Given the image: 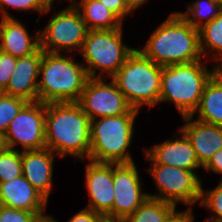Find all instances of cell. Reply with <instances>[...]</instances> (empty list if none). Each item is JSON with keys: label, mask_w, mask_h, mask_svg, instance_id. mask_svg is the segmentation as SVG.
<instances>
[{"label": "cell", "mask_w": 222, "mask_h": 222, "mask_svg": "<svg viewBox=\"0 0 222 222\" xmlns=\"http://www.w3.org/2000/svg\"><path fill=\"white\" fill-rule=\"evenodd\" d=\"M91 120L77 102L46 103L45 146L59 159L88 160Z\"/></svg>", "instance_id": "6da1fadb"}, {"label": "cell", "mask_w": 222, "mask_h": 222, "mask_svg": "<svg viewBox=\"0 0 222 222\" xmlns=\"http://www.w3.org/2000/svg\"><path fill=\"white\" fill-rule=\"evenodd\" d=\"M70 1L80 12L88 30H112L124 25V22L98 0Z\"/></svg>", "instance_id": "44dd1931"}, {"label": "cell", "mask_w": 222, "mask_h": 222, "mask_svg": "<svg viewBox=\"0 0 222 222\" xmlns=\"http://www.w3.org/2000/svg\"><path fill=\"white\" fill-rule=\"evenodd\" d=\"M199 39L203 58L222 68V12L199 28Z\"/></svg>", "instance_id": "7402d4cb"}, {"label": "cell", "mask_w": 222, "mask_h": 222, "mask_svg": "<svg viewBox=\"0 0 222 222\" xmlns=\"http://www.w3.org/2000/svg\"><path fill=\"white\" fill-rule=\"evenodd\" d=\"M22 175V152L5 148L0 152V183Z\"/></svg>", "instance_id": "4316f807"}, {"label": "cell", "mask_w": 222, "mask_h": 222, "mask_svg": "<svg viewBox=\"0 0 222 222\" xmlns=\"http://www.w3.org/2000/svg\"><path fill=\"white\" fill-rule=\"evenodd\" d=\"M192 117L207 124L222 126V68L205 85Z\"/></svg>", "instance_id": "ffe728a7"}, {"label": "cell", "mask_w": 222, "mask_h": 222, "mask_svg": "<svg viewBox=\"0 0 222 222\" xmlns=\"http://www.w3.org/2000/svg\"><path fill=\"white\" fill-rule=\"evenodd\" d=\"M188 4L185 12H177L196 29L211 22L222 12V2L219 0H195Z\"/></svg>", "instance_id": "603a6c76"}, {"label": "cell", "mask_w": 222, "mask_h": 222, "mask_svg": "<svg viewBox=\"0 0 222 222\" xmlns=\"http://www.w3.org/2000/svg\"><path fill=\"white\" fill-rule=\"evenodd\" d=\"M203 170L207 172L217 173L222 175V149L217 151L213 157L208 161V163L203 167ZM220 181H222V177H220Z\"/></svg>", "instance_id": "836d02e7"}, {"label": "cell", "mask_w": 222, "mask_h": 222, "mask_svg": "<svg viewBox=\"0 0 222 222\" xmlns=\"http://www.w3.org/2000/svg\"><path fill=\"white\" fill-rule=\"evenodd\" d=\"M85 186L89 195L86 208L101 215L113 217L114 186L113 163L87 160Z\"/></svg>", "instance_id": "4fadbf2b"}, {"label": "cell", "mask_w": 222, "mask_h": 222, "mask_svg": "<svg viewBox=\"0 0 222 222\" xmlns=\"http://www.w3.org/2000/svg\"><path fill=\"white\" fill-rule=\"evenodd\" d=\"M150 0H126L128 6L135 12L138 8L144 6Z\"/></svg>", "instance_id": "e575fe53"}, {"label": "cell", "mask_w": 222, "mask_h": 222, "mask_svg": "<svg viewBox=\"0 0 222 222\" xmlns=\"http://www.w3.org/2000/svg\"><path fill=\"white\" fill-rule=\"evenodd\" d=\"M43 50L39 48L35 53L17 58V65L13 71L3 94L18 97L27 102L38 101V78Z\"/></svg>", "instance_id": "9a60e30c"}, {"label": "cell", "mask_w": 222, "mask_h": 222, "mask_svg": "<svg viewBox=\"0 0 222 222\" xmlns=\"http://www.w3.org/2000/svg\"><path fill=\"white\" fill-rule=\"evenodd\" d=\"M177 207L169 202L148 197L125 222H165Z\"/></svg>", "instance_id": "cb8c5ba5"}, {"label": "cell", "mask_w": 222, "mask_h": 222, "mask_svg": "<svg viewBox=\"0 0 222 222\" xmlns=\"http://www.w3.org/2000/svg\"><path fill=\"white\" fill-rule=\"evenodd\" d=\"M123 37V27L88 30L79 52L88 77L109 79L121 68L136 49L126 45Z\"/></svg>", "instance_id": "52a82bcc"}, {"label": "cell", "mask_w": 222, "mask_h": 222, "mask_svg": "<svg viewBox=\"0 0 222 222\" xmlns=\"http://www.w3.org/2000/svg\"><path fill=\"white\" fill-rule=\"evenodd\" d=\"M98 222H125L123 219L109 217V216H102Z\"/></svg>", "instance_id": "8d00e7d4"}, {"label": "cell", "mask_w": 222, "mask_h": 222, "mask_svg": "<svg viewBox=\"0 0 222 222\" xmlns=\"http://www.w3.org/2000/svg\"><path fill=\"white\" fill-rule=\"evenodd\" d=\"M55 3L48 0H0V16L1 18H14L7 8L20 12H38L40 16L48 14L53 9Z\"/></svg>", "instance_id": "d4e9b609"}, {"label": "cell", "mask_w": 222, "mask_h": 222, "mask_svg": "<svg viewBox=\"0 0 222 222\" xmlns=\"http://www.w3.org/2000/svg\"><path fill=\"white\" fill-rule=\"evenodd\" d=\"M138 50L161 67L204 59L199 29L191 26L176 10L151 32L146 44Z\"/></svg>", "instance_id": "7a4b0ae2"}, {"label": "cell", "mask_w": 222, "mask_h": 222, "mask_svg": "<svg viewBox=\"0 0 222 222\" xmlns=\"http://www.w3.org/2000/svg\"><path fill=\"white\" fill-rule=\"evenodd\" d=\"M182 119L183 124L178 129L188 138L199 163L204 167L222 149V126L207 124L192 116Z\"/></svg>", "instance_id": "2e32d148"}, {"label": "cell", "mask_w": 222, "mask_h": 222, "mask_svg": "<svg viewBox=\"0 0 222 222\" xmlns=\"http://www.w3.org/2000/svg\"><path fill=\"white\" fill-rule=\"evenodd\" d=\"M6 148L5 142H4V135L0 133V152L3 151Z\"/></svg>", "instance_id": "74e56055"}, {"label": "cell", "mask_w": 222, "mask_h": 222, "mask_svg": "<svg viewBox=\"0 0 222 222\" xmlns=\"http://www.w3.org/2000/svg\"><path fill=\"white\" fill-rule=\"evenodd\" d=\"M106 80L108 81V78L89 77L77 102L90 120L126 113H140L128 103L111 78L109 82Z\"/></svg>", "instance_id": "30bf717a"}, {"label": "cell", "mask_w": 222, "mask_h": 222, "mask_svg": "<svg viewBox=\"0 0 222 222\" xmlns=\"http://www.w3.org/2000/svg\"><path fill=\"white\" fill-rule=\"evenodd\" d=\"M162 67L136 48L111 77L128 103L139 111L159 104Z\"/></svg>", "instance_id": "8992f818"}, {"label": "cell", "mask_w": 222, "mask_h": 222, "mask_svg": "<svg viewBox=\"0 0 222 222\" xmlns=\"http://www.w3.org/2000/svg\"><path fill=\"white\" fill-rule=\"evenodd\" d=\"M46 103L28 102L11 121L4 134L5 146L19 151L40 150L45 146ZM16 147V148H15Z\"/></svg>", "instance_id": "8fae6325"}, {"label": "cell", "mask_w": 222, "mask_h": 222, "mask_svg": "<svg viewBox=\"0 0 222 222\" xmlns=\"http://www.w3.org/2000/svg\"><path fill=\"white\" fill-rule=\"evenodd\" d=\"M198 205L209 210L210 215L204 222H222V181L210 190H205L201 184V199Z\"/></svg>", "instance_id": "484cf974"}, {"label": "cell", "mask_w": 222, "mask_h": 222, "mask_svg": "<svg viewBox=\"0 0 222 222\" xmlns=\"http://www.w3.org/2000/svg\"><path fill=\"white\" fill-rule=\"evenodd\" d=\"M40 214L0 205V222H35Z\"/></svg>", "instance_id": "f1b7e54d"}, {"label": "cell", "mask_w": 222, "mask_h": 222, "mask_svg": "<svg viewBox=\"0 0 222 222\" xmlns=\"http://www.w3.org/2000/svg\"><path fill=\"white\" fill-rule=\"evenodd\" d=\"M0 205L36 213H47L48 201L22 175L0 183Z\"/></svg>", "instance_id": "d6986e66"}, {"label": "cell", "mask_w": 222, "mask_h": 222, "mask_svg": "<svg viewBox=\"0 0 222 222\" xmlns=\"http://www.w3.org/2000/svg\"><path fill=\"white\" fill-rule=\"evenodd\" d=\"M28 102L24 99L2 94L0 96V133L5 134L11 121Z\"/></svg>", "instance_id": "83f0119b"}, {"label": "cell", "mask_w": 222, "mask_h": 222, "mask_svg": "<svg viewBox=\"0 0 222 222\" xmlns=\"http://www.w3.org/2000/svg\"><path fill=\"white\" fill-rule=\"evenodd\" d=\"M135 162L113 164V217L125 220L149 197L143 191L142 180Z\"/></svg>", "instance_id": "7c38bea8"}, {"label": "cell", "mask_w": 222, "mask_h": 222, "mask_svg": "<svg viewBox=\"0 0 222 222\" xmlns=\"http://www.w3.org/2000/svg\"><path fill=\"white\" fill-rule=\"evenodd\" d=\"M150 165L146 172L152 177L158 191L154 194L148 192L150 198L172 203L176 207L180 203L193 208L200 203L203 181L198 172L158 163Z\"/></svg>", "instance_id": "ba28073f"}, {"label": "cell", "mask_w": 222, "mask_h": 222, "mask_svg": "<svg viewBox=\"0 0 222 222\" xmlns=\"http://www.w3.org/2000/svg\"><path fill=\"white\" fill-rule=\"evenodd\" d=\"M57 157L48 148L22 151L23 176L47 201L52 191L54 159Z\"/></svg>", "instance_id": "e0dca14e"}, {"label": "cell", "mask_w": 222, "mask_h": 222, "mask_svg": "<svg viewBox=\"0 0 222 222\" xmlns=\"http://www.w3.org/2000/svg\"><path fill=\"white\" fill-rule=\"evenodd\" d=\"M17 65V57L0 51V89L3 91Z\"/></svg>", "instance_id": "f546056e"}, {"label": "cell", "mask_w": 222, "mask_h": 222, "mask_svg": "<svg viewBox=\"0 0 222 222\" xmlns=\"http://www.w3.org/2000/svg\"><path fill=\"white\" fill-rule=\"evenodd\" d=\"M31 35L20 19L1 18L0 47L1 51L14 57H25L40 48V27Z\"/></svg>", "instance_id": "ac0fdd59"}, {"label": "cell", "mask_w": 222, "mask_h": 222, "mask_svg": "<svg viewBox=\"0 0 222 222\" xmlns=\"http://www.w3.org/2000/svg\"><path fill=\"white\" fill-rule=\"evenodd\" d=\"M139 113H126L91 120L88 160L101 163L135 162L130 153L134 141L135 119Z\"/></svg>", "instance_id": "5b68a950"}, {"label": "cell", "mask_w": 222, "mask_h": 222, "mask_svg": "<svg viewBox=\"0 0 222 222\" xmlns=\"http://www.w3.org/2000/svg\"><path fill=\"white\" fill-rule=\"evenodd\" d=\"M194 208H185L184 210H174L165 222H195Z\"/></svg>", "instance_id": "d6a6232c"}, {"label": "cell", "mask_w": 222, "mask_h": 222, "mask_svg": "<svg viewBox=\"0 0 222 222\" xmlns=\"http://www.w3.org/2000/svg\"><path fill=\"white\" fill-rule=\"evenodd\" d=\"M177 133L170 137L172 139L168 138L164 142L154 144L149 148L143 147V155L146 161L175 166L192 172L203 168L188 138L181 130H178Z\"/></svg>", "instance_id": "5bb4252c"}, {"label": "cell", "mask_w": 222, "mask_h": 222, "mask_svg": "<svg viewBox=\"0 0 222 222\" xmlns=\"http://www.w3.org/2000/svg\"><path fill=\"white\" fill-rule=\"evenodd\" d=\"M208 64L212 65L210 69ZM219 69L205 59L162 67L159 104L173 103L181 117L192 116L199 106L205 85Z\"/></svg>", "instance_id": "3957f363"}, {"label": "cell", "mask_w": 222, "mask_h": 222, "mask_svg": "<svg viewBox=\"0 0 222 222\" xmlns=\"http://www.w3.org/2000/svg\"><path fill=\"white\" fill-rule=\"evenodd\" d=\"M110 11H112L122 22L126 17L134 14V11L128 6L126 0H98ZM133 13V14H132Z\"/></svg>", "instance_id": "4dcf8cb0"}, {"label": "cell", "mask_w": 222, "mask_h": 222, "mask_svg": "<svg viewBox=\"0 0 222 222\" xmlns=\"http://www.w3.org/2000/svg\"><path fill=\"white\" fill-rule=\"evenodd\" d=\"M103 215L84 207L73 215L67 222H98Z\"/></svg>", "instance_id": "1f68e13d"}, {"label": "cell", "mask_w": 222, "mask_h": 222, "mask_svg": "<svg viewBox=\"0 0 222 222\" xmlns=\"http://www.w3.org/2000/svg\"><path fill=\"white\" fill-rule=\"evenodd\" d=\"M43 51L38 80V101L78 102L88 75L77 54ZM41 77V78H40Z\"/></svg>", "instance_id": "277c9868"}, {"label": "cell", "mask_w": 222, "mask_h": 222, "mask_svg": "<svg viewBox=\"0 0 222 222\" xmlns=\"http://www.w3.org/2000/svg\"><path fill=\"white\" fill-rule=\"evenodd\" d=\"M35 222H58V221L53 217V215L51 214L47 215L43 213L36 218Z\"/></svg>", "instance_id": "d590c367"}, {"label": "cell", "mask_w": 222, "mask_h": 222, "mask_svg": "<svg viewBox=\"0 0 222 222\" xmlns=\"http://www.w3.org/2000/svg\"><path fill=\"white\" fill-rule=\"evenodd\" d=\"M88 29L72 2L53 13L47 25L40 30V48L50 53L73 54L83 46Z\"/></svg>", "instance_id": "9c48e42d"}, {"label": "cell", "mask_w": 222, "mask_h": 222, "mask_svg": "<svg viewBox=\"0 0 222 222\" xmlns=\"http://www.w3.org/2000/svg\"><path fill=\"white\" fill-rule=\"evenodd\" d=\"M50 3H54L55 1L58 3V0H48Z\"/></svg>", "instance_id": "f35d334b"}]
</instances>
